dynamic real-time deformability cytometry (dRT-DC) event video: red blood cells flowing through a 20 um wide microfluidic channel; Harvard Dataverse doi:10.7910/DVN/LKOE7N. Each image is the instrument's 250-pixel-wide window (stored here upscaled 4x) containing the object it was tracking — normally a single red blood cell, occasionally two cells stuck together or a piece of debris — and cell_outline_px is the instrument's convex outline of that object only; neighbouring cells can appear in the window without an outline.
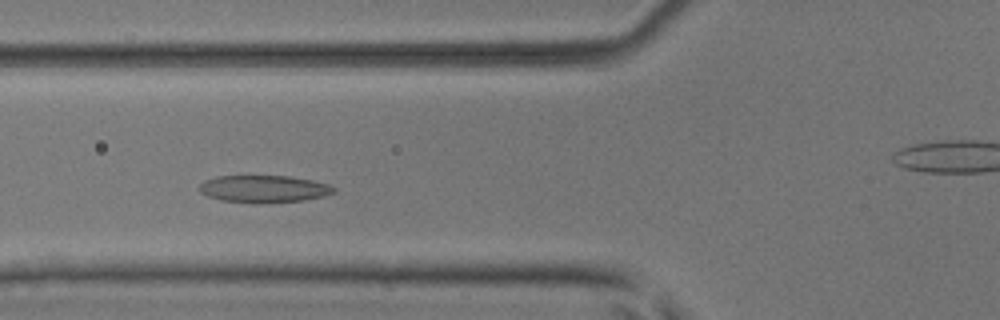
{"species": "common noctule bat (a hibernating species)", "species_latin": "Nyctalus noctula", "temperature_condition": "room temperature", "stored_images_in_passage": 43, "camera_frame_rate_fps": 3000, "um_per_image_px": 0.085, "animal": {"sex": "male", "body_mass_g": 17.9, "forearm_length_mm": 54.2}, "frame": {"image": 1, "passage_image": 11, "time_ms": 3.333, "image_size_px": [1000, 320], "cell_outline_px": [[336, 192], [324, 196], [304, 200], [252, 204], [220, 200], [208, 196], [200, 192], [196, 188], [204, 180], [216, 176], [288, 176], [312, 180], [328, 184], [336, 188]], "centroid_in_image_um": [22.39, 16.06], "position_along_channel_um": 103.4, "area_um2": 21.62}}
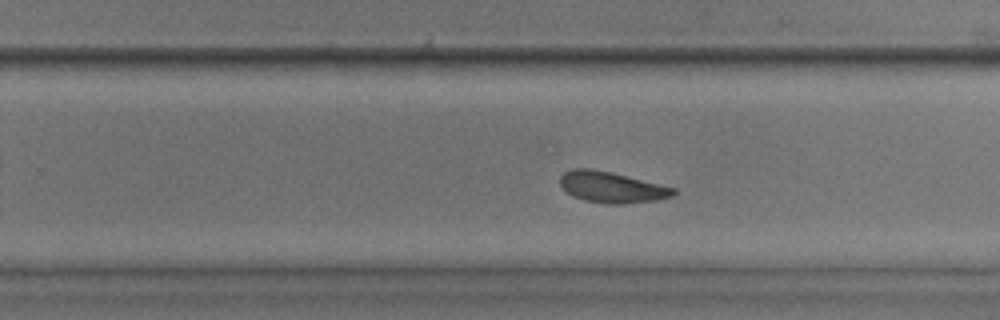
{"frame": {"image": 2, "passage_image": 24, "time_ms": 7.667, "image_size_px": [1000, 320], "cell_outline_px": [[676, 192], [672, 196], [656, 200], [620, 204], [604, 204], [584, 200], [572, 196], [564, 192], [560, 184], [560, 176], [564, 172], [572, 168], [588, 168], [608, 172], [676, 188]], "centroid_in_image_um": [51.93, 15.92], "position_along_channel_um": 277.9, "area_um2": 20.35}}
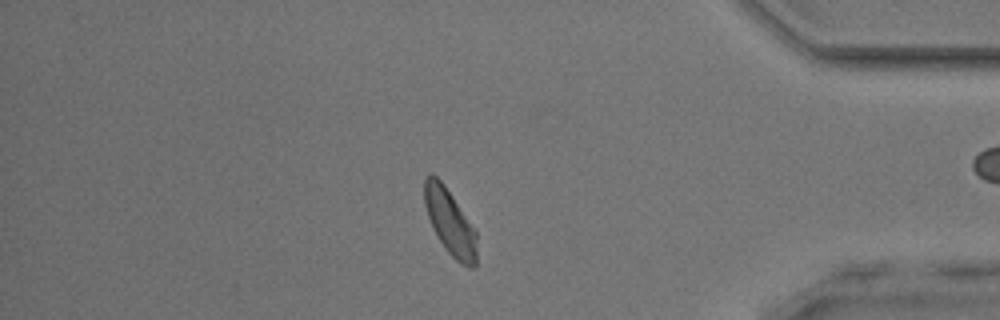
{"frame": {"image": 3, "passage_image": 35, "time_ms": 11.333, "image_size_px": [1000, 320], "cell_outline_px": [[476, 268], [468, 268], [460, 264], [444, 248], [436, 236], [432, 228], [424, 204], [424, 176], [428, 172], [432, 172], [444, 184], [476, 232]], "centroid_in_image_um": [38.21, 18.88], "position_along_channel_um": 397.0, "area_um2": 20.11}, "authors_computed_cell_mechanics": {"area_um2": 20.8658, "velocity_mm_per_s": 4.0464, "shape_relaxation_time_tau1_ms": 3.5891, "shape_relaxation_time_tau2_ms": 2.2669, "deformation_change_tau1": 0.1061, "deformation_change_tau2": 0.0982}}